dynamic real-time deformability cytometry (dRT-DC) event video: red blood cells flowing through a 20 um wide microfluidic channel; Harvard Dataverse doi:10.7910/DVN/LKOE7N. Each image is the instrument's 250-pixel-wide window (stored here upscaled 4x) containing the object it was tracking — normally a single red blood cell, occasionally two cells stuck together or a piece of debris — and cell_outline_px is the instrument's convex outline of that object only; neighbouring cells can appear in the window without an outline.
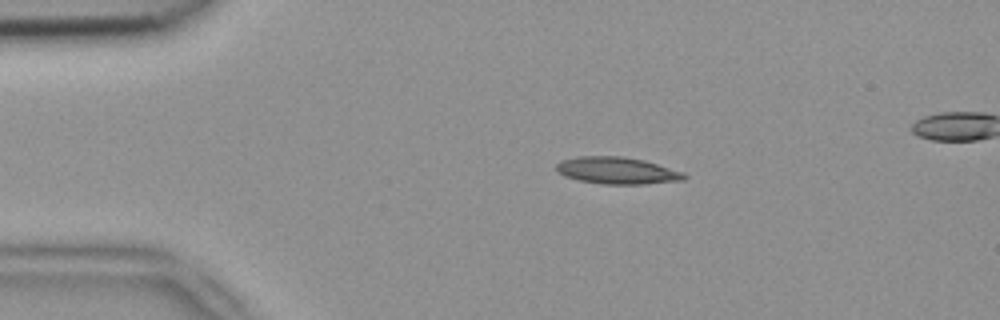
{"species": "common noctule bat (a hibernating species)", "species_latin": "Nyctalus noctula", "temperature_condition": "room temperature", "stored_images_in_passage": 35, "camera_frame_rate_fps": 3000, "um_per_image_px": 0.085, "animal": {"sex": "female", "body_mass_g": 18.4}, "frame": {"image": 1, "passage_image": 1, "time_ms": 0.0, "image_size_px": [1000, 320], "cell_outline_px": [[688, 176], [684, 180], [644, 184], [604, 184], [580, 180], [564, 176], [556, 168], [556, 164], [564, 160], [580, 156], [624, 156], [644, 160], [684, 172]], "centroid_in_image_um": [52.5, 14.5], "position_along_channel_um": 32.5, "area_um2": 19.94}}
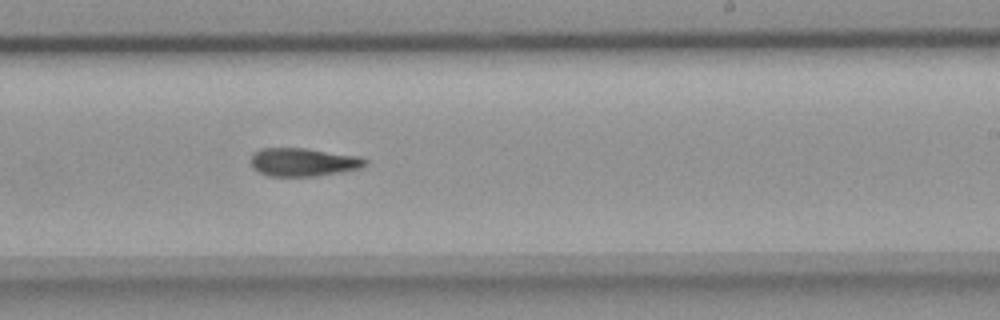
{"frame": {"image": 2, "passage_image": 22, "time_ms": 7.0, "image_size_px": [1000, 320], "cell_outline_px": [[368, 164], [360, 168], [340, 172], [316, 176], [268, 176], [252, 168], [252, 152], [260, 148], [304, 148], [360, 156], [368, 160]], "centroid_in_image_um": [25.78, 13.77], "position_along_channel_um": 263.2, "area_um2": 18.9}}
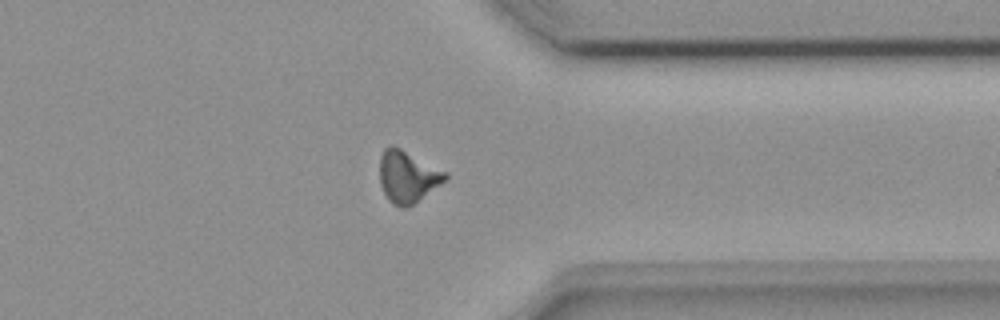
{"frame": {"image": 3, "passage_image": 31, "time_ms": 10.0, "image_size_px": [1000, 320], "cell_outline_px": [[448, 180], [408, 208], [400, 208], [392, 204], [388, 200], [380, 184], [380, 156], [384, 148], [392, 144], [448, 172]], "centroid_in_image_um": [34.66, 15.03], "position_along_channel_um": 376.7, "area_um2": 20.17}, "authors_computed_cell_mechanics": {"area_um2": 19.1896, "velocity_mm_per_s": 3.9437, "shape_relaxation_time_tau1_ms": null, "shape_relaxation_time_tau2_ms": 6.9443, "deformation_change_tau1": null, "deformation_change_tau2": 0.1733}}